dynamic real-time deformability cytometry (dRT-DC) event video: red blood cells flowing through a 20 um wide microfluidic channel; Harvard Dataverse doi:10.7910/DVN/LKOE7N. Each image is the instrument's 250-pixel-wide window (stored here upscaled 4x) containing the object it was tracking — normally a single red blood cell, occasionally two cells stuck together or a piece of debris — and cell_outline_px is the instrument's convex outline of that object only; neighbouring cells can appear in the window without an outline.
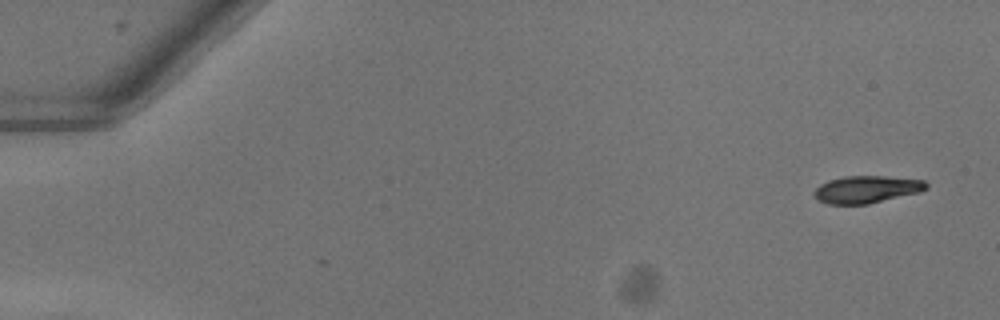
{"species": "common noctule bat (a hibernating species)", "species_latin": "Nyctalus noctula", "temperature_condition": "warm", "stored_images_in_passage": 11, "camera_frame_rate_fps": 3000, "um_per_image_px": 0.085, "animal": {"sex": "female"}, "frame": {"image": 1, "passage_image": 1, "time_ms": 0.0, "image_size_px": [1000, 320], "cell_outline_px": [[928, 188], [920, 192], [868, 204], [828, 204], [812, 196], [812, 192], [820, 184], [828, 180], [844, 176], [884, 176], [924, 180], [928, 184]], "centroid_in_image_um": [73.65, 16.09], "position_along_channel_um": 11.4, "area_um2": 17.92}}